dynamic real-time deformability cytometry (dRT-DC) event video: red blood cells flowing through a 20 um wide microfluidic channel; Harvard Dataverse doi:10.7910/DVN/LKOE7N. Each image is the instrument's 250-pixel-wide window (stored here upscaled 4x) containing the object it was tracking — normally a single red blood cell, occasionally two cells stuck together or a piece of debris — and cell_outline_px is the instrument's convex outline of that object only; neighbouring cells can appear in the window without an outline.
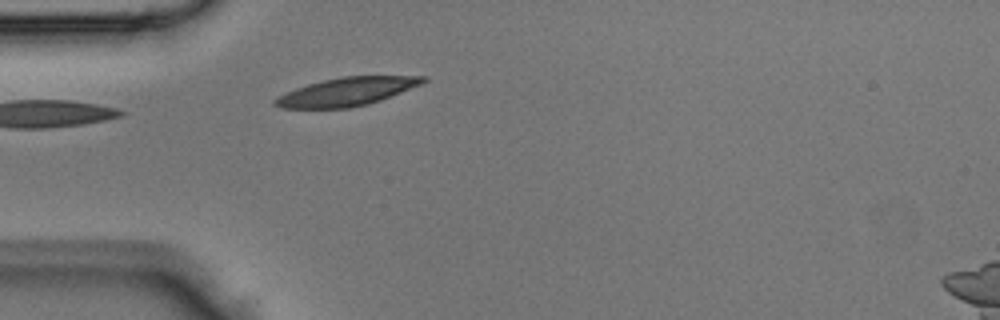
{"species": "Egyptian fruit bat (a non-hibernating species)", "species_latin": "Rousettus aegyptiacus", "temperature_condition": "room temperature", "stored_images_in_passage": 7, "camera_frame_rate_fps": 3000, "um_per_image_px": 0.085, "animal": {"sex": "male"}, "frame": {"image": 1, "passage_image": 1, "time_ms": 0.0, "image_size_px": [1000, 320], "cell_outline_px": [[428, 80], [420, 84], [380, 100], [368, 104], [348, 108], [280, 108], [272, 104], [272, 100], [276, 96], [296, 88], [308, 84], [340, 76], [428, 76]], "centroid_in_image_um": [29.41, 7.79], "position_along_channel_um": 55.6, "area_um2": 24.28}}
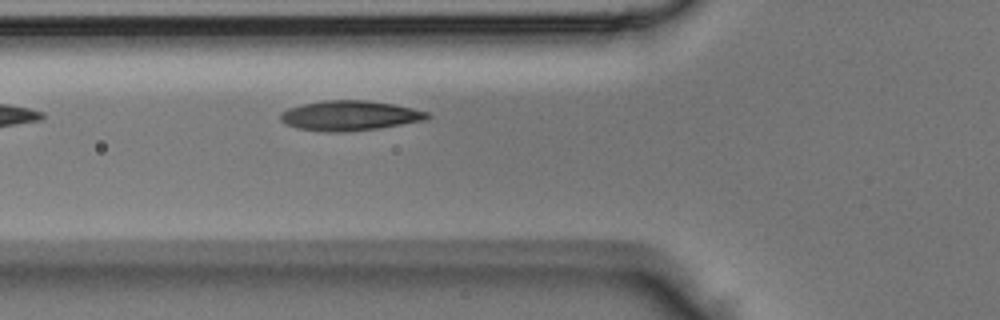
{"frame": {"image": 2, "passage_image": 4, "time_ms": 1.0, "image_size_px": [1000, 320], "cell_outline_px": [[432, 116], [424, 120], [380, 128], [344, 132], [328, 132], [296, 128], [280, 120], [280, 112], [288, 108], [304, 104], [324, 100], [368, 100], [392, 104], [412, 108], [428, 112]], "centroid_in_image_um": [29.72, 9.83], "position_along_channel_um": 96.1, "area_um2": 25.55}}